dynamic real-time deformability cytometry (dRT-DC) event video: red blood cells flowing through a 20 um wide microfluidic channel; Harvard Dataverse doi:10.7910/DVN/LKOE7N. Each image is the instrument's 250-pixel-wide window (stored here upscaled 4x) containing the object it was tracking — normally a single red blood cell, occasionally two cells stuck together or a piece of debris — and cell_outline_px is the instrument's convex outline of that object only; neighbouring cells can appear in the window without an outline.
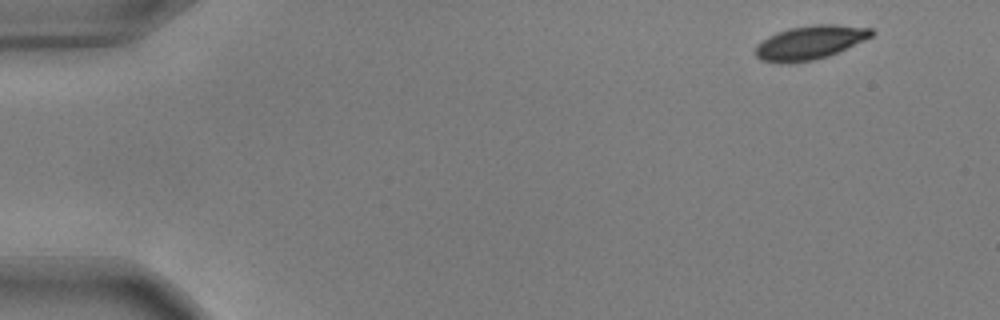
{"species": "common noctule bat (a hibernating species)", "species_latin": "Nyctalus noctula", "temperature_condition": "warm", "stored_images_in_passage": 51, "camera_frame_rate_fps": 3000, "um_per_image_px": 0.085, "animal": {"sex": "male", "body_mass_g": 17.9, "forearm_length_mm": 54.2}, "frame": {"image": 1, "passage_image": 1, "time_ms": 0.0, "image_size_px": [1000, 320], "cell_outline_px": [[876, 32], [872, 36], [864, 40], [828, 56], [812, 60], [788, 64], [760, 60], [752, 52], [756, 44], [768, 36], [776, 32], [788, 28], [816, 24], [836, 24], [872, 28]], "centroid_in_image_um": [68.8, 3.61], "position_along_channel_um": 16.2, "area_um2": 23.12}}
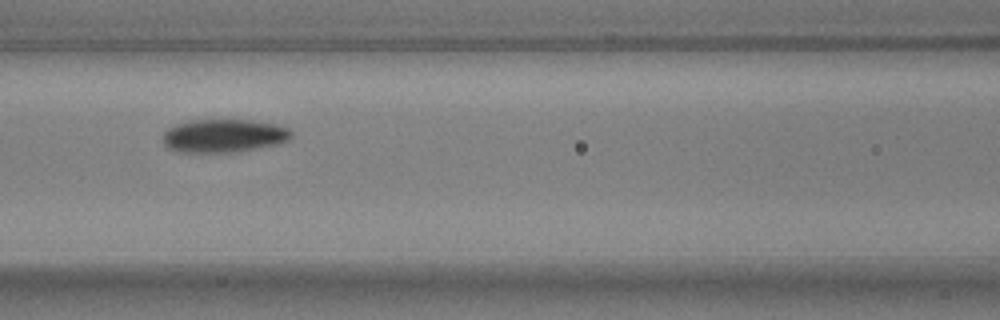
{"frame": {"image": 2, "passage_image": 21, "time_ms": 6.667, "image_size_px": [1000, 320], "cell_outline_px": [[292, 136], [288, 140], [276, 144], [240, 152], [180, 152], [168, 148], [164, 144], [164, 132], [168, 128], [176, 124], [188, 120], [252, 120], [276, 124], [288, 128], [292, 132]], "centroid_in_image_um": [19.03, 11.54], "position_along_channel_um": 147.6, "area_um2": 24.97}}
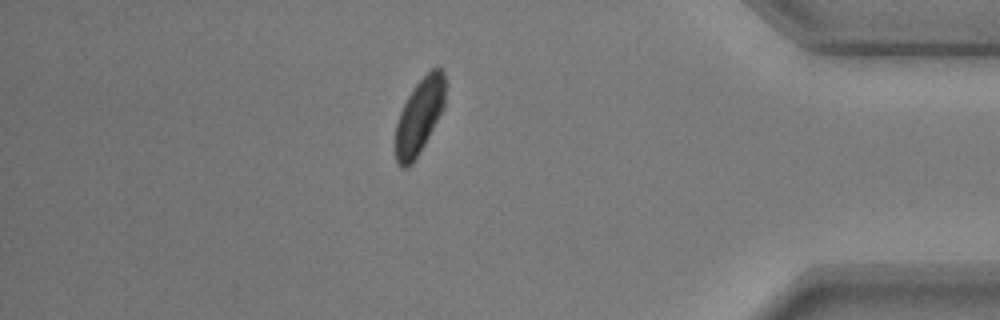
{"frame": {"image": 3, "passage_image": 44, "time_ms": 14.333, "image_size_px": [1000, 320], "cell_outline_px": [[444, 108], [424, 144], [412, 164], [408, 168], [400, 168], [396, 164], [392, 148], [396, 124], [400, 112], [408, 96], [416, 84], [432, 68], [440, 68], [444, 72]], "centroid_in_image_um": [35.58, 9.98], "position_along_channel_um": 399.6, "area_um2": 22.08}, "authors_computed_cell_mechanics": {"area_um2": 23.9292, "velocity_mm_per_s": 3.7118, "shape_relaxation_time_tau1_ms": 3.4988, "shape_relaxation_time_tau2_ms": null, "deformation_change_tau1": 0.1556, "deformation_change_tau2": null}}